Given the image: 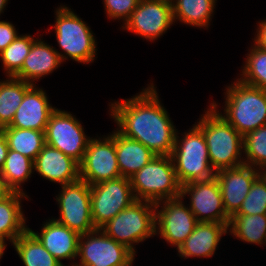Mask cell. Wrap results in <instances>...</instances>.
I'll use <instances>...</instances> for the list:
<instances>
[{
    "mask_svg": "<svg viewBox=\"0 0 266 266\" xmlns=\"http://www.w3.org/2000/svg\"><path fill=\"white\" fill-rule=\"evenodd\" d=\"M240 72L241 82L266 90V51L251 45Z\"/></svg>",
    "mask_w": 266,
    "mask_h": 266,
    "instance_id": "obj_30",
    "label": "cell"
},
{
    "mask_svg": "<svg viewBox=\"0 0 266 266\" xmlns=\"http://www.w3.org/2000/svg\"><path fill=\"white\" fill-rule=\"evenodd\" d=\"M259 175L260 170L245 164L216 172L223 205L230 217L240 209L252 183Z\"/></svg>",
    "mask_w": 266,
    "mask_h": 266,
    "instance_id": "obj_16",
    "label": "cell"
},
{
    "mask_svg": "<svg viewBox=\"0 0 266 266\" xmlns=\"http://www.w3.org/2000/svg\"><path fill=\"white\" fill-rule=\"evenodd\" d=\"M140 0H103L105 14L108 19L123 20V24L130 18Z\"/></svg>",
    "mask_w": 266,
    "mask_h": 266,
    "instance_id": "obj_34",
    "label": "cell"
},
{
    "mask_svg": "<svg viewBox=\"0 0 266 266\" xmlns=\"http://www.w3.org/2000/svg\"><path fill=\"white\" fill-rule=\"evenodd\" d=\"M178 134L177 130L171 157L179 184L182 186L215 177L203 132L193 124L192 128L181 134L182 137Z\"/></svg>",
    "mask_w": 266,
    "mask_h": 266,
    "instance_id": "obj_5",
    "label": "cell"
},
{
    "mask_svg": "<svg viewBox=\"0 0 266 266\" xmlns=\"http://www.w3.org/2000/svg\"><path fill=\"white\" fill-rule=\"evenodd\" d=\"M244 164L260 170L266 165V125L243 136Z\"/></svg>",
    "mask_w": 266,
    "mask_h": 266,
    "instance_id": "obj_32",
    "label": "cell"
},
{
    "mask_svg": "<svg viewBox=\"0 0 266 266\" xmlns=\"http://www.w3.org/2000/svg\"><path fill=\"white\" fill-rule=\"evenodd\" d=\"M190 195L189 208L198 222H215L229 225L222 194L216 177L192 181L181 186V196Z\"/></svg>",
    "mask_w": 266,
    "mask_h": 266,
    "instance_id": "obj_14",
    "label": "cell"
},
{
    "mask_svg": "<svg viewBox=\"0 0 266 266\" xmlns=\"http://www.w3.org/2000/svg\"><path fill=\"white\" fill-rule=\"evenodd\" d=\"M60 190L55 199L60 216L55 220L79 235L94 231L96 228L92 221L90 185L79 179L61 185Z\"/></svg>",
    "mask_w": 266,
    "mask_h": 266,
    "instance_id": "obj_9",
    "label": "cell"
},
{
    "mask_svg": "<svg viewBox=\"0 0 266 266\" xmlns=\"http://www.w3.org/2000/svg\"><path fill=\"white\" fill-rule=\"evenodd\" d=\"M36 38L30 34L18 35L1 53L4 73L14 77L22 68L24 59L29 54L32 44Z\"/></svg>",
    "mask_w": 266,
    "mask_h": 266,
    "instance_id": "obj_31",
    "label": "cell"
},
{
    "mask_svg": "<svg viewBox=\"0 0 266 266\" xmlns=\"http://www.w3.org/2000/svg\"><path fill=\"white\" fill-rule=\"evenodd\" d=\"M90 197L92 221L96 229L136 201L130 179L122 176L90 186Z\"/></svg>",
    "mask_w": 266,
    "mask_h": 266,
    "instance_id": "obj_10",
    "label": "cell"
},
{
    "mask_svg": "<svg viewBox=\"0 0 266 266\" xmlns=\"http://www.w3.org/2000/svg\"><path fill=\"white\" fill-rule=\"evenodd\" d=\"M228 233L245 243L266 244V214L233 215L230 217Z\"/></svg>",
    "mask_w": 266,
    "mask_h": 266,
    "instance_id": "obj_27",
    "label": "cell"
},
{
    "mask_svg": "<svg viewBox=\"0 0 266 266\" xmlns=\"http://www.w3.org/2000/svg\"><path fill=\"white\" fill-rule=\"evenodd\" d=\"M56 40L62 52L58 51L62 62L69 58L75 62L89 64L94 62L97 42L90 27L66 5H60L55 11Z\"/></svg>",
    "mask_w": 266,
    "mask_h": 266,
    "instance_id": "obj_4",
    "label": "cell"
},
{
    "mask_svg": "<svg viewBox=\"0 0 266 266\" xmlns=\"http://www.w3.org/2000/svg\"><path fill=\"white\" fill-rule=\"evenodd\" d=\"M41 232L28 230L40 241L44 248L58 261L75 260L78 255V242L80 235L59 223L55 218L46 220L41 226Z\"/></svg>",
    "mask_w": 266,
    "mask_h": 266,
    "instance_id": "obj_19",
    "label": "cell"
},
{
    "mask_svg": "<svg viewBox=\"0 0 266 266\" xmlns=\"http://www.w3.org/2000/svg\"><path fill=\"white\" fill-rule=\"evenodd\" d=\"M62 63L56 48L41 38H36L24 59L21 70L14 77L35 85V81L52 74Z\"/></svg>",
    "mask_w": 266,
    "mask_h": 266,
    "instance_id": "obj_21",
    "label": "cell"
},
{
    "mask_svg": "<svg viewBox=\"0 0 266 266\" xmlns=\"http://www.w3.org/2000/svg\"><path fill=\"white\" fill-rule=\"evenodd\" d=\"M130 181L136 200L157 203L181 196L171 156L155 155Z\"/></svg>",
    "mask_w": 266,
    "mask_h": 266,
    "instance_id": "obj_6",
    "label": "cell"
},
{
    "mask_svg": "<svg viewBox=\"0 0 266 266\" xmlns=\"http://www.w3.org/2000/svg\"><path fill=\"white\" fill-rule=\"evenodd\" d=\"M260 175L266 181V165L260 169Z\"/></svg>",
    "mask_w": 266,
    "mask_h": 266,
    "instance_id": "obj_39",
    "label": "cell"
},
{
    "mask_svg": "<svg viewBox=\"0 0 266 266\" xmlns=\"http://www.w3.org/2000/svg\"><path fill=\"white\" fill-rule=\"evenodd\" d=\"M1 130L6 137L9 149L17 151L33 161L45 145L44 131L15 127H3Z\"/></svg>",
    "mask_w": 266,
    "mask_h": 266,
    "instance_id": "obj_29",
    "label": "cell"
},
{
    "mask_svg": "<svg viewBox=\"0 0 266 266\" xmlns=\"http://www.w3.org/2000/svg\"><path fill=\"white\" fill-rule=\"evenodd\" d=\"M28 197L26 194L9 191L0 195V245L7 247L6 241L13 243L28 229L21 204L22 199H29Z\"/></svg>",
    "mask_w": 266,
    "mask_h": 266,
    "instance_id": "obj_22",
    "label": "cell"
},
{
    "mask_svg": "<svg viewBox=\"0 0 266 266\" xmlns=\"http://www.w3.org/2000/svg\"><path fill=\"white\" fill-rule=\"evenodd\" d=\"M34 172L33 160L9 149L4 165L0 169V182L3 190L26 194L22 185L28 181Z\"/></svg>",
    "mask_w": 266,
    "mask_h": 266,
    "instance_id": "obj_24",
    "label": "cell"
},
{
    "mask_svg": "<svg viewBox=\"0 0 266 266\" xmlns=\"http://www.w3.org/2000/svg\"><path fill=\"white\" fill-rule=\"evenodd\" d=\"M5 249H6V247L0 245V260H1V258L3 257V255H4V250H5Z\"/></svg>",
    "mask_w": 266,
    "mask_h": 266,
    "instance_id": "obj_40",
    "label": "cell"
},
{
    "mask_svg": "<svg viewBox=\"0 0 266 266\" xmlns=\"http://www.w3.org/2000/svg\"><path fill=\"white\" fill-rule=\"evenodd\" d=\"M153 84L129 99L110 102L109 115L122 135L141 142L155 155L171 156L177 129Z\"/></svg>",
    "mask_w": 266,
    "mask_h": 266,
    "instance_id": "obj_1",
    "label": "cell"
},
{
    "mask_svg": "<svg viewBox=\"0 0 266 266\" xmlns=\"http://www.w3.org/2000/svg\"><path fill=\"white\" fill-rule=\"evenodd\" d=\"M56 109L50 104L46 91L33 84L26 91L11 123L6 127L45 132L49 117Z\"/></svg>",
    "mask_w": 266,
    "mask_h": 266,
    "instance_id": "obj_17",
    "label": "cell"
},
{
    "mask_svg": "<svg viewBox=\"0 0 266 266\" xmlns=\"http://www.w3.org/2000/svg\"><path fill=\"white\" fill-rule=\"evenodd\" d=\"M266 214V181L259 175L250 187L240 209L234 215Z\"/></svg>",
    "mask_w": 266,
    "mask_h": 266,
    "instance_id": "obj_33",
    "label": "cell"
},
{
    "mask_svg": "<svg viewBox=\"0 0 266 266\" xmlns=\"http://www.w3.org/2000/svg\"><path fill=\"white\" fill-rule=\"evenodd\" d=\"M79 263L71 266H132L135 254L101 229L82 234L78 242Z\"/></svg>",
    "mask_w": 266,
    "mask_h": 266,
    "instance_id": "obj_8",
    "label": "cell"
},
{
    "mask_svg": "<svg viewBox=\"0 0 266 266\" xmlns=\"http://www.w3.org/2000/svg\"><path fill=\"white\" fill-rule=\"evenodd\" d=\"M12 245L24 266H65L28 229Z\"/></svg>",
    "mask_w": 266,
    "mask_h": 266,
    "instance_id": "obj_26",
    "label": "cell"
},
{
    "mask_svg": "<svg viewBox=\"0 0 266 266\" xmlns=\"http://www.w3.org/2000/svg\"><path fill=\"white\" fill-rule=\"evenodd\" d=\"M183 199L179 196L155 203V236L160 235L166 243L177 249L198 223Z\"/></svg>",
    "mask_w": 266,
    "mask_h": 266,
    "instance_id": "obj_12",
    "label": "cell"
},
{
    "mask_svg": "<svg viewBox=\"0 0 266 266\" xmlns=\"http://www.w3.org/2000/svg\"><path fill=\"white\" fill-rule=\"evenodd\" d=\"M9 147L3 131L0 129V169L3 167Z\"/></svg>",
    "mask_w": 266,
    "mask_h": 266,
    "instance_id": "obj_37",
    "label": "cell"
},
{
    "mask_svg": "<svg viewBox=\"0 0 266 266\" xmlns=\"http://www.w3.org/2000/svg\"><path fill=\"white\" fill-rule=\"evenodd\" d=\"M172 5L154 0H140L130 18L120 28L155 41L173 25Z\"/></svg>",
    "mask_w": 266,
    "mask_h": 266,
    "instance_id": "obj_15",
    "label": "cell"
},
{
    "mask_svg": "<svg viewBox=\"0 0 266 266\" xmlns=\"http://www.w3.org/2000/svg\"><path fill=\"white\" fill-rule=\"evenodd\" d=\"M97 138H90L79 164L80 179L90 186L121 177L117 164L115 130L103 138Z\"/></svg>",
    "mask_w": 266,
    "mask_h": 266,
    "instance_id": "obj_13",
    "label": "cell"
},
{
    "mask_svg": "<svg viewBox=\"0 0 266 266\" xmlns=\"http://www.w3.org/2000/svg\"><path fill=\"white\" fill-rule=\"evenodd\" d=\"M5 191L2 188L1 182H0V195L3 194Z\"/></svg>",
    "mask_w": 266,
    "mask_h": 266,
    "instance_id": "obj_42",
    "label": "cell"
},
{
    "mask_svg": "<svg viewBox=\"0 0 266 266\" xmlns=\"http://www.w3.org/2000/svg\"><path fill=\"white\" fill-rule=\"evenodd\" d=\"M90 138L85 134L80 121L70 112L57 108L50 115L45 130V144L60 150L79 164Z\"/></svg>",
    "mask_w": 266,
    "mask_h": 266,
    "instance_id": "obj_11",
    "label": "cell"
},
{
    "mask_svg": "<svg viewBox=\"0 0 266 266\" xmlns=\"http://www.w3.org/2000/svg\"><path fill=\"white\" fill-rule=\"evenodd\" d=\"M115 148L121 176L128 179L155 156L141 142L122 135L117 129L115 130Z\"/></svg>",
    "mask_w": 266,
    "mask_h": 266,
    "instance_id": "obj_23",
    "label": "cell"
},
{
    "mask_svg": "<svg viewBox=\"0 0 266 266\" xmlns=\"http://www.w3.org/2000/svg\"><path fill=\"white\" fill-rule=\"evenodd\" d=\"M32 85L12 76L0 81V129L11 123L26 91Z\"/></svg>",
    "mask_w": 266,
    "mask_h": 266,
    "instance_id": "obj_28",
    "label": "cell"
},
{
    "mask_svg": "<svg viewBox=\"0 0 266 266\" xmlns=\"http://www.w3.org/2000/svg\"><path fill=\"white\" fill-rule=\"evenodd\" d=\"M154 1H161V2L168 3L170 5H172L175 2V0H154Z\"/></svg>",
    "mask_w": 266,
    "mask_h": 266,
    "instance_id": "obj_41",
    "label": "cell"
},
{
    "mask_svg": "<svg viewBox=\"0 0 266 266\" xmlns=\"http://www.w3.org/2000/svg\"><path fill=\"white\" fill-rule=\"evenodd\" d=\"M34 171L46 180L60 185L80 179L79 163L47 144L43 146L34 161Z\"/></svg>",
    "mask_w": 266,
    "mask_h": 266,
    "instance_id": "obj_18",
    "label": "cell"
},
{
    "mask_svg": "<svg viewBox=\"0 0 266 266\" xmlns=\"http://www.w3.org/2000/svg\"><path fill=\"white\" fill-rule=\"evenodd\" d=\"M100 229L136 255L135 245L155 236V203L136 200Z\"/></svg>",
    "mask_w": 266,
    "mask_h": 266,
    "instance_id": "obj_7",
    "label": "cell"
},
{
    "mask_svg": "<svg viewBox=\"0 0 266 266\" xmlns=\"http://www.w3.org/2000/svg\"><path fill=\"white\" fill-rule=\"evenodd\" d=\"M9 0H0V15L4 12Z\"/></svg>",
    "mask_w": 266,
    "mask_h": 266,
    "instance_id": "obj_38",
    "label": "cell"
},
{
    "mask_svg": "<svg viewBox=\"0 0 266 266\" xmlns=\"http://www.w3.org/2000/svg\"><path fill=\"white\" fill-rule=\"evenodd\" d=\"M217 0H175L172 4L174 22L197 28H207L211 19Z\"/></svg>",
    "mask_w": 266,
    "mask_h": 266,
    "instance_id": "obj_25",
    "label": "cell"
},
{
    "mask_svg": "<svg viewBox=\"0 0 266 266\" xmlns=\"http://www.w3.org/2000/svg\"><path fill=\"white\" fill-rule=\"evenodd\" d=\"M207 109L195 125L205 137L211 167L216 173L243 165V136L220 115L216 102Z\"/></svg>",
    "mask_w": 266,
    "mask_h": 266,
    "instance_id": "obj_2",
    "label": "cell"
},
{
    "mask_svg": "<svg viewBox=\"0 0 266 266\" xmlns=\"http://www.w3.org/2000/svg\"><path fill=\"white\" fill-rule=\"evenodd\" d=\"M228 233L226 224L215 222H198L194 231L179 246L177 254L179 257L188 259L209 258L212 257L217 250L218 244L222 236Z\"/></svg>",
    "mask_w": 266,
    "mask_h": 266,
    "instance_id": "obj_20",
    "label": "cell"
},
{
    "mask_svg": "<svg viewBox=\"0 0 266 266\" xmlns=\"http://www.w3.org/2000/svg\"><path fill=\"white\" fill-rule=\"evenodd\" d=\"M220 115L242 136L266 125V90L235 80L224 92Z\"/></svg>",
    "mask_w": 266,
    "mask_h": 266,
    "instance_id": "obj_3",
    "label": "cell"
},
{
    "mask_svg": "<svg viewBox=\"0 0 266 266\" xmlns=\"http://www.w3.org/2000/svg\"><path fill=\"white\" fill-rule=\"evenodd\" d=\"M18 36L14 24L0 21V53Z\"/></svg>",
    "mask_w": 266,
    "mask_h": 266,
    "instance_id": "obj_35",
    "label": "cell"
},
{
    "mask_svg": "<svg viewBox=\"0 0 266 266\" xmlns=\"http://www.w3.org/2000/svg\"><path fill=\"white\" fill-rule=\"evenodd\" d=\"M257 27L253 43L266 51V19L259 21Z\"/></svg>",
    "mask_w": 266,
    "mask_h": 266,
    "instance_id": "obj_36",
    "label": "cell"
}]
</instances>
